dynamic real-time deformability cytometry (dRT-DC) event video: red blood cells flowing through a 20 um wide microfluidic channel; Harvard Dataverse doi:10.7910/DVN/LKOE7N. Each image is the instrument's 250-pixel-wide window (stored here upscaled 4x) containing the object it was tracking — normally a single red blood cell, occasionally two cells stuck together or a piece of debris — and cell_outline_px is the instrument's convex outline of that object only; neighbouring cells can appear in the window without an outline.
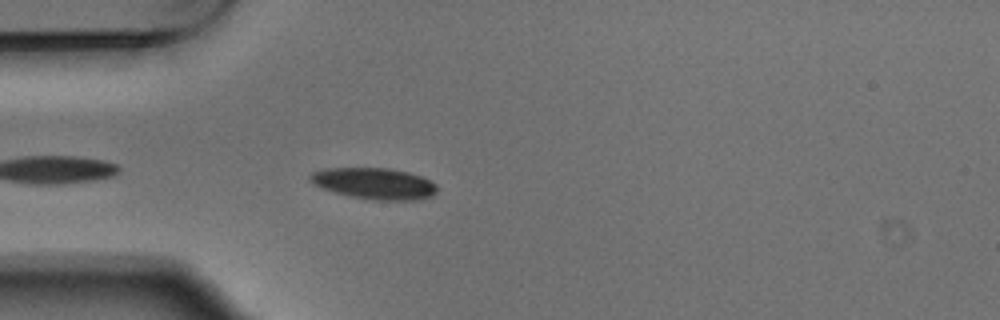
{"species": "Egyptian fruit bat (a non-hibernating species)", "species_latin": "Rousettus aegyptiacus", "temperature_condition": "warm", "stored_images_in_passage": 1, "camera_frame_rate_fps": 3000, "um_per_image_px": 0.085, "animal": {"sex": "male"}, "frame": {"image": 1, "passage_image": 1, "time_ms": 0.0, "image_size_px": [1000, 320], "cell_outline_px": [[436, 192], [432, 196], [420, 200], [376, 200], [352, 196], [336, 192], [312, 184], [308, 180], [308, 176], [312, 172], [324, 168], [388, 168], [408, 172], [420, 176], [436, 184]], "centroid_in_image_um": [31.8, 15.59], "position_along_channel_um": 53.2, "area_um2": 23.06}}